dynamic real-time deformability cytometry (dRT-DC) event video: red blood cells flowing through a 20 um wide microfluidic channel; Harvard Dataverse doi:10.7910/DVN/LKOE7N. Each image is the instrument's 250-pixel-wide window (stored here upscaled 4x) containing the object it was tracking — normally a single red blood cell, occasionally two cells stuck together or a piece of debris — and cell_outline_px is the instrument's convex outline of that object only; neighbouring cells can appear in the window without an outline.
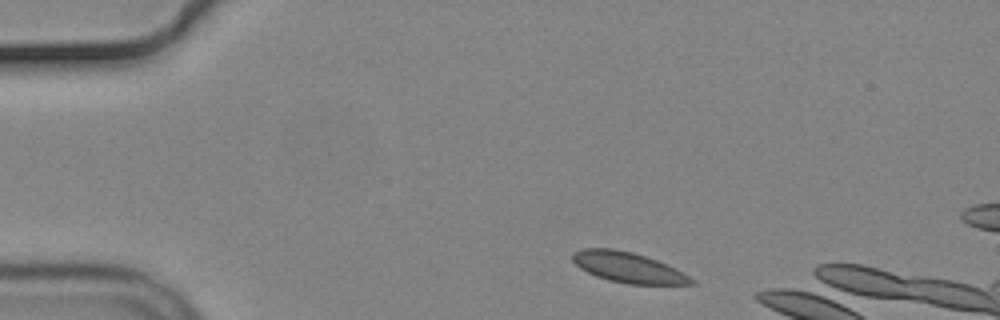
{"species": "common noctule bat (a hibernating species)", "species_latin": "Nyctalus noctula", "temperature_condition": "cold", "stored_images_in_passage": 48, "camera_frame_rate_fps": 3000, "um_per_image_px": 0.085, "animal": {"sex": "male", "body_mass_g": 19.2, "forearm_length_mm": 51.8}, "frame": {"image": 1, "passage_image": 3, "time_ms": 0.667, "image_size_px": [1000, 320], "cell_outline_px": [[696, 284], [628, 284], [608, 280], [596, 276], [580, 268], [572, 260], [572, 252], [584, 248], [612, 248], [632, 252], [668, 264], [684, 272], [696, 280]], "centroid_in_image_um": [53.41, 22.73], "position_along_channel_um": 31.6, "area_um2": 21.1}}
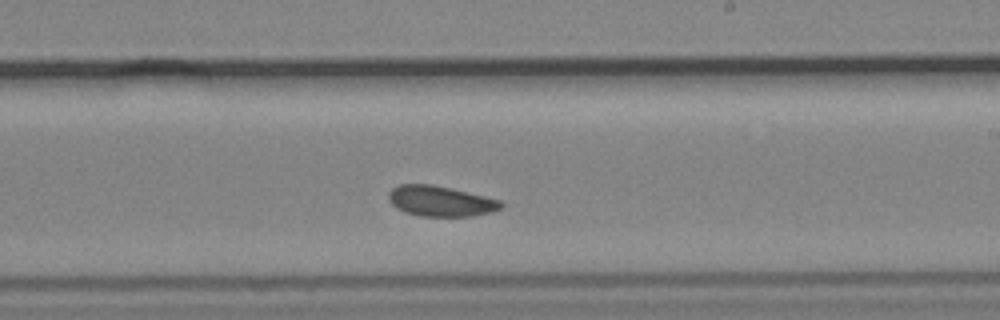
{"frame": {"image": 2, "passage_image": 26, "time_ms": 8.333, "image_size_px": [1000, 320], "cell_outline_px": [[504, 204], [500, 208], [492, 212], [472, 216], [420, 216], [404, 212], [396, 208], [388, 200], [388, 192], [392, 188], [400, 184], [432, 184], [484, 196], [500, 200]], "centroid_in_image_um": [37.41, 17.1], "position_along_channel_um": 251.6, "area_um2": 19.94}}
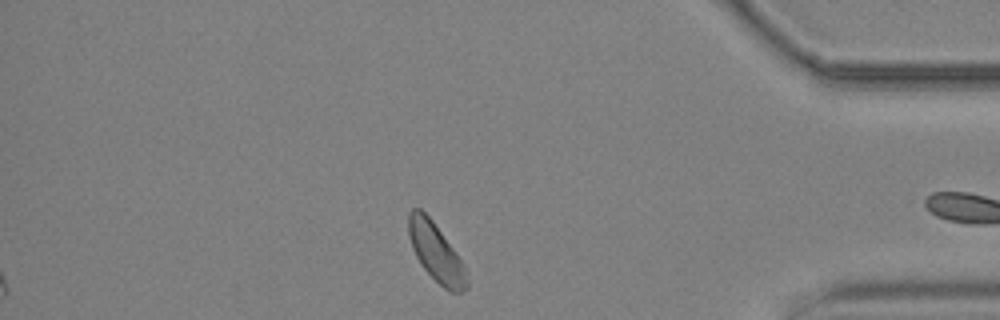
{"frame": {"image": 3, "passage_image": 41, "time_ms": 13.333, "image_size_px": [1000, 320], "cell_outline_px": [[468, 288], [460, 292], [452, 292], [444, 288], [424, 268], [416, 256], [412, 248], [408, 232], [408, 212], [412, 208], [420, 208], [432, 220], [456, 252], [464, 268], [468, 280]], "centroid_in_image_um": [37.04, 21.43], "position_along_channel_um": 398.2, "area_um2": 19.42}, "authors_computed_cell_mechanics": {"area_um2": 20.3167, "velocity_mm_per_s": 3.6142, "shape_relaxation_time_tau1_ms": 2.9271, "shape_relaxation_time_tau2_ms": null, "deformation_change_tau1": 0.0442, "deformation_change_tau2": null}}